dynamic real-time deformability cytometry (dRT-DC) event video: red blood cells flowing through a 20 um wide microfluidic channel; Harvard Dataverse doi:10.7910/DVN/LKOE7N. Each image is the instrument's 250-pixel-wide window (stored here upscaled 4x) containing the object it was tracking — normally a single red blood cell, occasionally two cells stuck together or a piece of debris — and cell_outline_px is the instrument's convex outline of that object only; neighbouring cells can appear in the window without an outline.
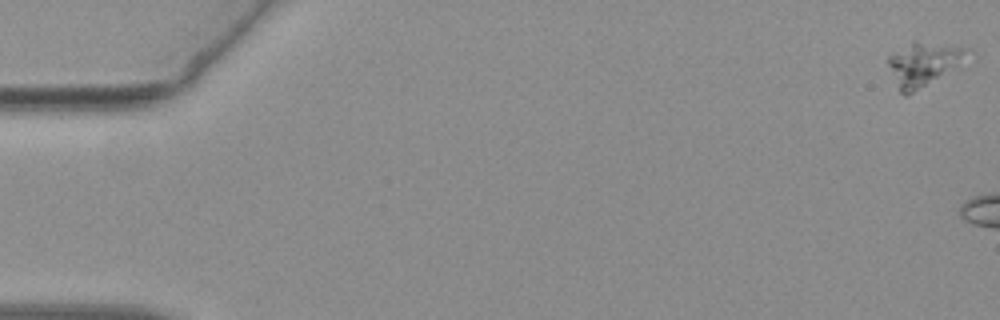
{"species": "common noctule bat (a hibernating species)", "species_latin": "Nyctalus noctula", "temperature_condition": "warm", "stored_images_in_passage": 5, "camera_frame_rate_fps": 3000, "um_per_image_px": 0.085, "animal": {"sex": "female", "body_mass_g": 19.3, "forearm_length_mm": 54.1}, "frame": {"image": 1, "passage_image": 1, "time_ms": 0.0, "image_size_px": [1000, 320], "cell_outline_px": [[968, 48], [960, 68], [908, 96], [904, 96], [900, 92], [888, 64], [888, 56], [892, 52], [912, 40], [916, 40]], "centroid_in_image_um": [78.49, 5.46], "position_along_channel_um": 6.5, "area_um2": 20.52}}